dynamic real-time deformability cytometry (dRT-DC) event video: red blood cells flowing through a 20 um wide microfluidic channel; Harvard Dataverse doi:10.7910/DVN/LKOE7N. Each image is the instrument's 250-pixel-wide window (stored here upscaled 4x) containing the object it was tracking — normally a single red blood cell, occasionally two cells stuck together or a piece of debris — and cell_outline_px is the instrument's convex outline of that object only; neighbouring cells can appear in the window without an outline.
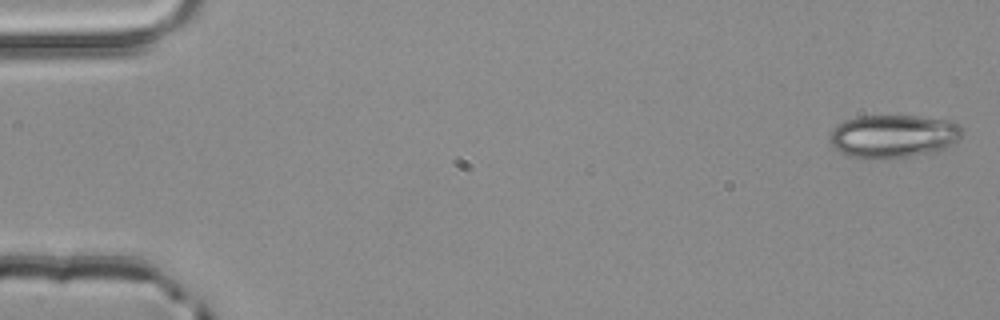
{"species": "common noctule bat (a hibernating species)", "species_latin": "Nyctalus noctula", "temperature_condition": "room temperature", "stored_images_in_passage": 4, "camera_frame_rate_fps": 3000, "um_per_image_px": 0.085, "animal": {"sex": "male", "body_mass_g": 20.4}, "frame": {"image": 1, "passage_image": 1, "time_ms": 0.0, "image_size_px": [1000, 320], "cell_outline_px": [[964, 132], [952, 144], [936, 152], [912, 156], [848, 156], [840, 152], [828, 140], [828, 136], [832, 128], [836, 124], [844, 120], [860, 116], [916, 116], [948, 120], [960, 124], [964, 128]], "centroid_in_image_um": [75.94, 11.53], "position_along_channel_um": 9.1, "area_um2": 32.89}}